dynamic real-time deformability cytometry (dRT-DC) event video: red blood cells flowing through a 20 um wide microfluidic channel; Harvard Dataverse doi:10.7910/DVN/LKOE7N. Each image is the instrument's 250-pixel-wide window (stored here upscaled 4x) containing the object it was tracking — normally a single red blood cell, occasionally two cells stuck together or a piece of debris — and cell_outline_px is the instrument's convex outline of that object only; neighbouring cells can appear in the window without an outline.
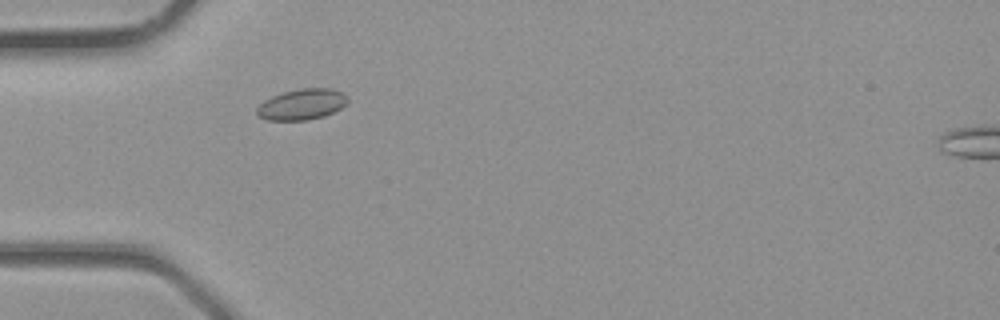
{"species": "common noctule bat (a hibernating species)", "species_latin": "Nyctalus noctula", "temperature_condition": "room temperature", "stored_images_in_passage": 26, "camera_frame_rate_fps": 3000, "um_per_image_px": 0.085, "animal": {"sex": "male", "body_mass_g": 23.1, "forearm_length_mm": 52.7}, "frame": {"image": 1, "passage_image": 1, "time_ms": 0.0, "image_size_px": [1000, 320], "cell_outline_px": [[348, 100], [340, 108], [324, 116], [308, 120], [268, 120], [260, 116], [256, 112], [256, 108], [264, 100], [272, 96], [284, 92], [300, 88], [332, 88], [344, 92], [348, 96]], "centroid_in_image_um": [25.67, 8.86], "position_along_channel_um": 59.3, "area_um2": 16.3}}
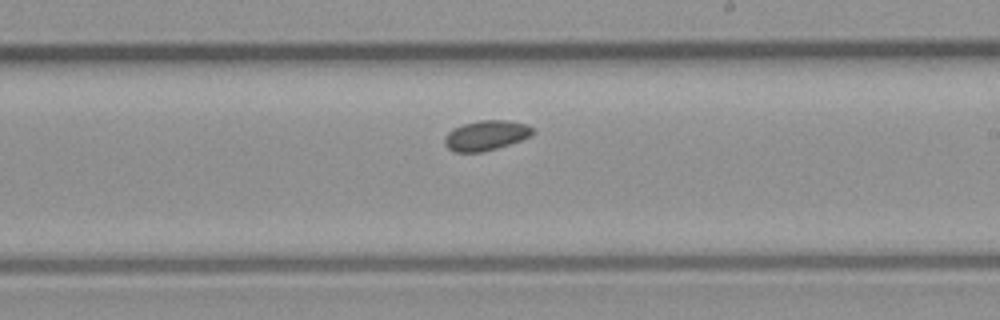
{"frame": {"image": 2, "passage_image": 11, "time_ms": 3.333, "image_size_px": [1000, 320], "cell_outline_px": [[536, 132], [532, 136], [496, 148], [480, 152], [456, 152], [448, 148], [444, 144], [444, 136], [452, 128], [464, 124], [480, 120], [508, 120], [528, 124]], "centroid_in_image_um": [41.32, 11.5], "position_along_channel_um": 247.7, "area_um2": 15.43}}
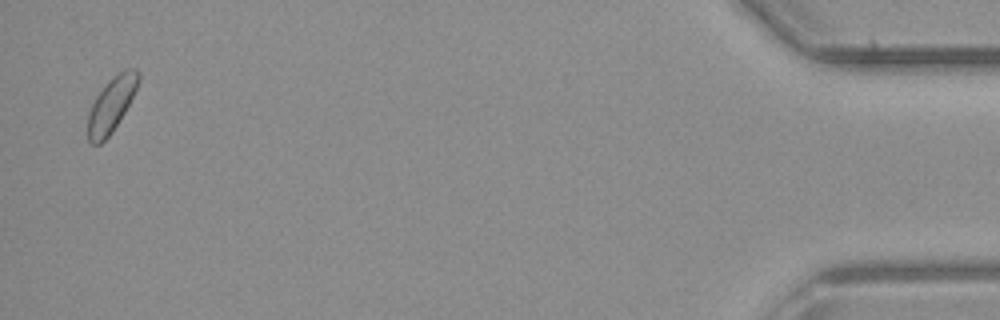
{"frame": {"image": 3, "passage_image": 25, "time_ms": 8.0, "image_size_px": [1000, 320], "cell_outline_px": [[140, 80], [124, 112], [112, 132], [100, 144], [92, 144], [88, 140], [88, 112], [96, 96], [108, 80], [112, 76], [124, 68], [136, 68], [140, 72]], "centroid_in_image_um": [9.47, 8.85], "position_along_channel_um": 425.7, "area_um2": 16.01}}